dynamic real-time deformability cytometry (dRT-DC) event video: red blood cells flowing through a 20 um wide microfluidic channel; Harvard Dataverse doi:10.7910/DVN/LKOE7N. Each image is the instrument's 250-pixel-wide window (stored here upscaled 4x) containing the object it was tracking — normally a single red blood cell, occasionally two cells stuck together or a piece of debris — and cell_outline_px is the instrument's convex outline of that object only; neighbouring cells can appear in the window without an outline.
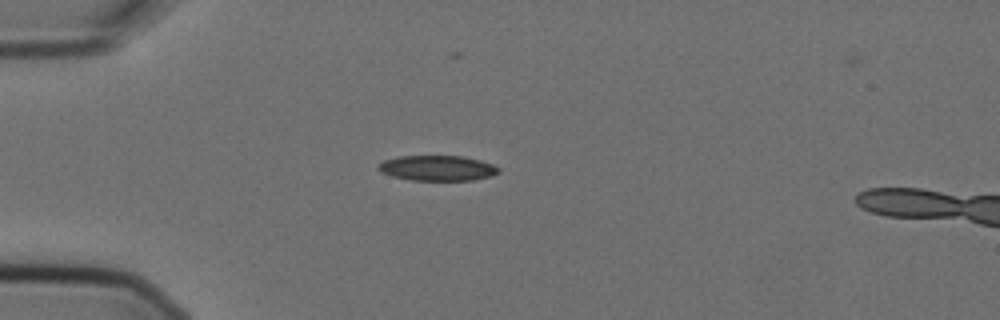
{"species": "Egyptian fruit bat (a non-hibernating species)", "species_latin": "Rousettus aegyptiacus", "temperature_condition": "cold", "stored_images_in_passage": 2, "camera_frame_rate_fps": 3000, "um_per_image_px": 0.085, "animal": {"sex": "female"}, "frame": {"image": 1, "passage_image": 1, "time_ms": 0.0, "image_size_px": [1000, 320], "cell_outline_px": [[500, 172], [492, 176], [472, 180], [412, 180], [392, 176], [380, 172], [376, 168], [384, 160], [400, 156], [460, 156], [480, 160], [492, 164], [500, 168]], "centroid_in_image_um": [37.19, 14.29], "position_along_channel_um": 47.8, "area_um2": 17.69}}